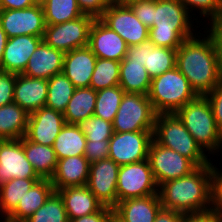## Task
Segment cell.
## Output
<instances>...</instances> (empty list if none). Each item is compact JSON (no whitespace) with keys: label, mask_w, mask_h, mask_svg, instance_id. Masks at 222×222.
<instances>
[{"label":"cell","mask_w":222,"mask_h":222,"mask_svg":"<svg viewBox=\"0 0 222 222\" xmlns=\"http://www.w3.org/2000/svg\"><path fill=\"white\" fill-rule=\"evenodd\" d=\"M203 32L184 40L176 53V67L198 96L207 95L222 80L214 40Z\"/></svg>","instance_id":"6da1fadb"},{"label":"cell","mask_w":222,"mask_h":222,"mask_svg":"<svg viewBox=\"0 0 222 222\" xmlns=\"http://www.w3.org/2000/svg\"><path fill=\"white\" fill-rule=\"evenodd\" d=\"M162 208L186 214L211 209V163L158 187Z\"/></svg>","instance_id":"7a4b0ae2"},{"label":"cell","mask_w":222,"mask_h":222,"mask_svg":"<svg viewBox=\"0 0 222 222\" xmlns=\"http://www.w3.org/2000/svg\"><path fill=\"white\" fill-rule=\"evenodd\" d=\"M196 18L179 0H155L148 41L155 46L178 49L184 40L197 35L192 25L194 20L199 23V17Z\"/></svg>","instance_id":"3957f363"},{"label":"cell","mask_w":222,"mask_h":222,"mask_svg":"<svg viewBox=\"0 0 222 222\" xmlns=\"http://www.w3.org/2000/svg\"><path fill=\"white\" fill-rule=\"evenodd\" d=\"M183 122L196 143L208 154H217L222 149V134L219 132L212 108L206 96H197L175 113Z\"/></svg>","instance_id":"277c9868"},{"label":"cell","mask_w":222,"mask_h":222,"mask_svg":"<svg viewBox=\"0 0 222 222\" xmlns=\"http://www.w3.org/2000/svg\"><path fill=\"white\" fill-rule=\"evenodd\" d=\"M156 114L176 113L198 95L177 67L152 78L147 94Z\"/></svg>","instance_id":"5b68a950"},{"label":"cell","mask_w":222,"mask_h":222,"mask_svg":"<svg viewBox=\"0 0 222 222\" xmlns=\"http://www.w3.org/2000/svg\"><path fill=\"white\" fill-rule=\"evenodd\" d=\"M153 139L158 144L187 157L197 167L212 162L175 113L156 115Z\"/></svg>","instance_id":"8992f818"},{"label":"cell","mask_w":222,"mask_h":222,"mask_svg":"<svg viewBox=\"0 0 222 222\" xmlns=\"http://www.w3.org/2000/svg\"><path fill=\"white\" fill-rule=\"evenodd\" d=\"M156 112L147 95L124 93L112 122L114 132L154 131Z\"/></svg>","instance_id":"52a82bcc"},{"label":"cell","mask_w":222,"mask_h":222,"mask_svg":"<svg viewBox=\"0 0 222 222\" xmlns=\"http://www.w3.org/2000/svg\"><path fill=\"white\" fill-rule=\"evenodd\" d=\"M150 195H158V185L148 159L119 167L117 203Z\"/></svg>","instance_id":"ba28073f"},{"label":"cell","mask_w":222,"mask_h":222,"mask_svg":"<svg viewBox=\"0 0 222 222\" xmlns=\"http://www.w3.org/2000/svg\"><path fill=\"white\" fill-rule=\"evenodd\" d=\"M148 160L158 187L170 180L189 175L197 166L187 157L158 144L152 139Z\"/></svg>","instance_id":"9c48e42d"},{"label":"cell","mask_w":222,"mask_h":222,"mask_svg":"<svg viewBox=\"0 0 222 222\" xmlns=\"http://www.w3.org/2000/svg\"><path fill=\"white\" fill-rule=\"evenodd\" d=\"M94 18L83 15L55 25H46L43 41L64 53L88 46L89 30Z\"/></svg>","instance_id":"30bf717a"},{"label":"cell","mask_w":222,"mask_h":222,"mask_svg":"<svg viewBox=\"0 0 222 222\" xmlns=\"http://www.w3.org/2000/svg\"><path fill=\"white\" fill-rule=\"evenodd\" d=\"M99 19L114 30L128 46H136L149 40V28L135 16L130 6L113 1Z\"/></svg>","instance_id":"8fae6325"},{"label":"cell","mask_w":222,"mask_h":222,"mask_svg":"<svg viewBox=\"0 0 222 222\" xmlns=\"http://www.w3.org/2000/svg\"><path fill=\"white\" fill-rule=\"evenodd\" d=\"M153 131L114 132L109 140V156L119 166L148 159Z\"/></svg>","instance_id":"7c38bea8"},{"label":"cell","mask_w":222,"mask_h":222,"mask_svg":"<svg viewBox=\"0 0 222 222\" xmlns=\"http://www.w3.org/2000/svg\"><path fill=\"white\" fill-rule=\"evenodd\" d=\"M15 178L42 179L25 156L23 137L0 140V186Z\"/></svg>","instance_id":"4fadbf2b"},{"label":"cell","mask_w":222,"mask_h":222,"mask_svg":"<svg viewBox=\"0 0 222 222\" xmlns=\"http://www.w3.org/2000/svg\"><path fill=\"white\" fill-rule=\"evenodd\" d=\"M0 24L8 38L20 35L43 37L46 22L43 7L0 10Z\"/></svg>","instance_id":"5bb4252c"},{"label":"cell","mask_w":222,"mask_h":222,"mask_svg":"<svg viewBox=\"0 0 222 222\" xmlns=\"http://www.w3.org/2000/svg\"><path fill=\"white\" fill-rule=\"evenodd\" d=\"M119 165L110 158L93 162L89 167L88 189L110 208L117 205V177Z\"/></svg>","instance_id":"9a60e30c"},{"label":"cell","mask_w":222,"mask_h":222,"mask_svg":"<svg viewBox=\"0 0 222 222\" xmlns=\"http://www.w3.org/2000/svg\"><path fill=\"white\" fill-rule=\"evenodd\" d=\"M177 49L155 46L149 41L139 45L127 46L123 60L141 63L151 78L159 76L176 67Z\"/></svg>","instance_id":"2e32d148"},{"label":"cell","mask_w":222,"mask_h":222,"mask_svg":"<svg viewBox=\"0 0 222 222\" xmlns=\"http://www.w3.org/2000/svg\"><path fill=\"white\" fill-rule=\"evenodd\" d=\"M64 125V115L45 106L29 114L25 137L37 144L53 146Z\"/></svg>","instance_id":"e0dca14e"},{"label":"cell","mask_w":222,"mask_h":222,"mask_svg":"<svg viewBox=\"0 0 222 222\" xmlns=\"http://www.w3.org/2000/svg\"><path fill=\"white\" fill-rule=\"evenodd\" d=\"M126 42L100 19H94L89 30L88 47L97 58L121 62L127 53Z\"/></svg>","instance_id":"ac0fdd59"},{"label":"cell","mask_w":222,"mask_h":222,"mask_svg":"<svg viewBox=\"0 0 222 222\" xmlns=\"http://www.w3.org/2000/svg\"><path fill=\"white\" fill-rule=\"evenodd\" d=\"M42 41L43 37L32 35L8 38L0 63V70L21 74L25 70L31 55Z\"/></svg>","instance_id":"d6986e66"},{"label":"cell","mask_w":222,"mask_h":222,"mask_svg":"<svg viewBox=\"0 0 222 222\" xmlns=\"http://www.w3.org/2000/svg\"><path fill=\"white\" fill-rule=\"evenodd\" d=\"M97 57L88 47H81L64 54L62 73L76 88L90 87Z\"/></svg>","instance_id":"ffe728a7"},{"label":"cell","mask_w":222,"mask_h":222,"mask_svg":"<svg viewBox=\"0 0 222 222\" xmlns=\"http://www.w3.org/2000/svg\"><path fill=\"white\" fill-rule=\"evenodd\" d=\"M64 54L63 51L52 48L42 41L21 74L48 80L52 76L62 73Z\"/></svg>","instance_id":"44dd1931"},{"label":"cell","mask_w":222,"mask_h":222,"mask_svg":"<svg viewBox=\"0 0 222 222\" xmlns=\"http://www.w3.org/2000/svg\"><path fill=\"white\" fill-rule=\"evenodd\" d=\"M47 91L48 80L16 74L13 102L31 114L45 107Z\"/></svg>","instance_id":"7402d4cb"},{"label":"cell","mask_w":222,"mask_h":222,"mask_svg":"<svg viewBox=\"0 0 222 222\" xmlns=\"http://www.w3.org/2000/svg\"><path fill=\"white\" fill-rule=\"evenodd\" d=\"M90 163L84 155L59 159L50 181L54 191L68 187L86 186Z\"/></svg>","instance_id":"603a6c76"},{"label":"cell","mask_w":222,"mask_h":222,"mask_svg":"<svg viewBox=\"0 0 222 222\" xmlns=\"http://www.w3.org/2000/svg\"><path fill=\"white\" fill-rule=\"evenodd\" d=\"M161 208L159 195H150L118 202L113 210L123 222H154Z\"/></svg>","instance_id":"cb8c5ba5"},{"label":"cell","mask_w":222,"mask_h":222,"mask_svg":"<svg viewBox=\"0 0 222 222\" xmlns=\"http://www.w3.org/2000/svg\"><path fill=\"white\" fill-rule=\"evenodd\" d=\"M56 192L63 199L69 219L90 215L104 207L87 186L68 187Z\"/></svg>","instance_id":"d4e9b609"},{"label":"cell","mask_w":222,"mask_h":222,"mask_svg":"<svg viewBox=\"0 0 222 222\" xmlns=\"http://www.w3.org/2000/svg\"><path fill=\"white\" fill-rule=\"evenodd\" d=\"M53 192L54 188L50 179L37 181L20 200L17 208L7 217L8 222H25L44 205Z\"/></svg>","instance_id":"484cf974"},{"label":"cell","mask_w":222,"mask_h":222,"mask_svg":"<svg viewBox=\"0 0 222 222\" xmlns=\"http://www.w3.org/2000/svg\"><path fill=\"white\" fill-rule=\"evenodd\" d=\"M23 148L26 158L42 179H50L57 167V156L53 146L41 145L23 137Z\"/></svg>","instance_id":"4316f807"},{"label":"cell","mask_w":222,"mask_h":222,"mask_svg":"<svg viewBox=\"0 0 222 222\" xmlns=\"http://www.w3.org/2000/svg\"><path fill=\"white\" fill-rule=\"evenodd\" d=\"M97 91L87 88H75L68 102L64 115L66 124L78 125L83 120L92 117L95 110Z\"/></svg>","instance_id":"83f0119b"},{"label":"cell","mask_w":222,"mask_h":222,"mask_svg":"<svg viewBox=\"0 0 222 222\" xmlns=\"http://www.w3.org/2000/svg\"><path fill=\"white\" fill-rule=\"evenodd\" d=\"M29 114L17 103L0 107V140L21 139L27 130Z\"/></svg>","instance_id":"f1b7e54d"},{"label":"cell","mask_w":222,"mask_h":222,"mask_svg":"<svg viewBox=\"0 0 222 222\" xmlns=\"http://www.w3.org/2000/svg\"><path fill=\"white\" fill-rule=\"evenodd\" d=\"M152 78L141 63L132 60L120 62L119 86L125 93H140L147 95Z\"/></svg>","instance_id":"f546056e"},{"label":"cell","mask_w":222,"mask_h":222,"mask_svg":"<svg viewBox=\"0 0 222 222\" xmlns=\"http://www.w3.org/2000/svg\"><path fill=\"white\" fill-rule=\"evenodd\" d=\"M86 136L76 124H66L61 128L53 144L57 159L84 155Z\"/></svg>","instance_id":"4dcf8cb0"},{"label":"cell","mask_w":222,"mask_h":222,"mask_svg":"<svg viewBox=\"0 0 222 222\" xmlns=\"http://www.w3.org/2000/svg\"><path fill=\"white\" fill-rule=\"evenodd\" d=\"M41 179L15 178L0 186V210L9 216L26 195L27 191Z\"/></svg>","instance_id":"1f68e13d"},{"label":"cell","mask_w":222,"mask_h":222,"mask_svg":"<svg viewBox=\"0 0 222 222\" xmlns=\"http://www.w3.org/2000/svg\"><path fill=\"white\" fill-rule=\"evenodd\" d=\"M75 88L76 87L63 73L52 76L48 79L47 100L45 106L63 114Z\"/></svg>","instance_id":"d6a6232c"},{"label":"cell","mask_w":222,"mask_h":222,"mask_svg":"<svg viewBox=\"0 0 222 222\" xmlns=\"http://www.w3.org/2000/svg\"><path fill=\"white\" fill-rule=\"evenodd\" d=\"M43 11L46 25L61 24L84 15L76 0H49Z\"/></svg>","instance_id":"836d02e7"},{"label":"cell","mask_w":222,"mask_h":222,"mask_svg":"<svg viewBox=\"0 0 222 222\" xmlns=\"http://www.w3.org/2000/svg\"><path fill=\"white\" fill-rule=\"evenodd\" d=\"M124 93L119 85L97 91L93 115L112 123Z\"/></svg>","instance_id":"e575fe53"},{"label":"cell","mask_w":222,"mask_h":222,"mask_svg":"<svg viewBox=\"0 0 222 222\" xmlns=\"http://www.w3.org/2000/svg\"><path fill=\"white\" fill-rule=\"evenodd\" d=\"M120 62L97 58L92 74L90 88L99 91L119 85Z\"/></svg>","instance_id":"d590c367"},{"label":"cell","mask_w":222,"mask_h":222,"mask_svg":"<svg viewBox=\"0 0 222 222\" xmlns=\"http://www.w3.org/2000/svg\"><path fill=\"white\" fill-rule=\"evenodd\" d=\"M25 222H69L63 199L54 191Z\"/></svg>","instance_id":"8d00e7d4"},{"label":"cell","mask_w":222,"mask_h":222,"mask_svg":"<svg viewBox=\"0 0 222 222\" xmlns=\"http://www.w3.org/2000/svg\"><path fill=\"white\" fill-rule=\"evenodd\" d=\"M86 136V141L110 140L114 134L113 124L95 115L78 124Z\"/></svg>","instance_id":"74e56055"},{"label":"cell","mask_w":222,"mask_h":222,"mask_svg":"<svg viewBox=\"0 0 222 222\" xmlns=\"http://www.w3.org/2000/svg\"><path fill=\"white\" fill-rule=\"evenodd\" d=\"M193 15V18L196 17L194 16L193 10L200 15V18L202 17L201 20H205L209 23H212L216 20H219L222 17V0H179ZM199 10V12H198ZM193 13V14H192ZM204 18V19H203Z\"/></svg>","instance_id":"f35d334b"},{"label":"cell","mask_w":222,"mask_h":222,"mask_svg":"<svg viewBox=\"0 0 222 222\" xmlns=\"http://www.w3.org/2000/svg\"><path fill=\"white\" fill-rule=\"evenodd\" d=\"M211 162V209L222 217V169Z\"/></svg>","instance_id":"ab89813d"},{"label":"cell","mask_w":222,"mask_h":222,"mask_svg":"<svg viewBox=\"0 0 222 222\" xmlns=\"http://www.w3.org/2000/svg\"><path fill=\"white\" fill-rule=\"evenodd\" d=\"M16 74L0 70V107L13 103Z\"/></svg>","instance_id":"60d3db41"},{"label":"cell","mask_w":222,"mask_h":222,"mask_svg":"<svg viewBox=\"0 0 222 222\" xmlns=\"http://www.w3.org/2000/svg\"><path fill=\"white\" fill-rule=\"evenodd\" d=\"M84 15L99 19L114 0H76Z\"/></svg>","instance_id":"b9f144b4"},{"label":"cell","mask_w":222,"mask_h":222,"mask_svg":"<svg viewBox=\"0 0 222 222\" xmlns=\"http://www.w3.org/2000/svg\"><path fill=\"white\" fill-rule=\"evenodd\" d=\"M109 140L86 141L84 156L91 164L109 156Z\"/></svg>","instance_id":"7bdbcfd3"},{"label":"cell","mask_w":222,"mask_h":222,"mask_svg":"<svg viewBox=\"0 0 222 222\" xmlns=\"http://www.w3.org/2000/svg\"><path fill=\"white\" fill-rule=\"evenodd\" d=\"M205 96L212 108L216 126L222 134V80Z\"/></svg>","instance_id":"ee69618b"},{"label":"cell","mask_w":222,"mask_h":222,"mask_svg":"<svg viewBox=\"0 0 222 222\" xmlns=\"http://www.w3.org/2000/svg\"><path fill=\"white\" fill-rule=\"evenodd\" d=\"M135 16L148 28L153 23V10L155 9V0H143L130 5Z\"/></svg>","instance_id":"f6af8a7d"},{"label":"cell","mask_w":222,"mask_h":222,"mask_svg":"<svg viewBox=\"0 0 222 222\" xmlns=\"http://www.w3.org/2000/svg\"><path fill=\"white\" fill-rule=\"evenodd\" d=\"M208 26L204 29L209 32L210 36L214 40L219 66L222 71V17L219 20L209 23Z\"/></svg>","instance_id":"bcb514c9"},{"label":"cell","mask_w":222,"mask_h":222,"mask_svg":"<svg viewBox=\"0 0 222 222\" xmlns=\"http://www.w3.org/2000/svg\"><path fill=\"white\" fill-rule=\"evenodd\" d=\"M222 217L213 209L199 211L194 213H186L182 222H221Z\"/></svg>","instance_id":"7dc6e473"},{"label":"cell","mask_w":222,"mask_h":222,"mask_svg":"<svg viewBox=\"0 0 222 222\" xmlns=\"http://www.w3.org/2000/svg\"><path fill=\"white\" fill-rule=\"evenodd\" d=\"M114 213L113 208L104 206L100 211L79 218L69 219V222H108Z\"/></svg>","instance_id":"c3c4849f"},{"label":"cell","mask_w":222,"mask_h":222,"mask_svg":"<svg viewBox=\"0 0 222 222\" xmlns=\"http://www.w3.org/2000/svg\"><path fill=\"white\" fill-rule=\"evenodd\" d=\"M183 213L171 209L161 208L156 215L154 222H182Z\"/></svg>","instance_id":"681fc988"},{"label":"cell","mask_w":222,"mask_h":222,"mask_svg":"<svg viewBox=\"0 0 222 222\" xmlns=\"http://www.w3.org/2000/svg\"><path fill=\"white\" fill-rule=\"evenodd\" d=\"M33 5L32 0H0V10L24 9Z\"/></svg>","instance_id":"f907efd6"},{"label":"cell","mask_w":222,"mask_h":222,"mask_svg":"<svg viewBox=\"0 0 222 222\" xmlns=\"http://www.w3.org/2000/svg\"><path fill=\"white\" fill-rule=\"evenodd\" d=\"M7 40H8L7 34L5 33V31L3 30L0 24V63L2 61V56L4 53Z\"/></svg>","instance_id":"816d5d0a"},{"label":"cell","mask_w":222,"mask_h":222,"mask_svg":"<svg viewBox=\"0 0 222 222\" xmlns=\"http://www.w3.org/2000/svg\"><path fill=\"white\" fill-rule=\"evenodd\" d=\"M116 3H119L121 5L130 6L131 4L135 2H140L143 0H114Z\"/></svg>","instance_id":"f5cc1de1"},{"label":"cell","mask_w":222,"mask_h":222,"mask_svg":"<svg viewBox=\"0 0 222 222\" xmlns=\"http://www.w3.org/2000/svg\"><path fill=\"white\" fill-rule=\"evenodd\" d=\"M35 6L43 7L49 0H32Z\"/></svg>","instance_id":"db71d44e"},{"label":"cell","mask_w":222,"mask_h":222,"mask_svg":"<svg viewBox=\"0 0 222 222\" xmlns=\"http://www.w3.org/2000/svg\"><path fill=\"white\" fill-rule=\"evenodd\" d=\"M108 222H123L120 218H118L114 213L109 218Z\"/></svg>","instance_id":"11a10c76"},{"label":"cell","mask_w":222,"mask_h":222,"mask_svg":"<svg viewBox=\"0 0 222 222\" xmlns=\"http://www.w3.org/2000/svg\"><path fill=\"white\" fill-rule=\"evenodd\" d=\"M0 215H1L0 219H2V220H0V222H8L7 216H5L1 210H0Z\"/></svg>","instance_id":"9f6ffc18"}]
</instances>
